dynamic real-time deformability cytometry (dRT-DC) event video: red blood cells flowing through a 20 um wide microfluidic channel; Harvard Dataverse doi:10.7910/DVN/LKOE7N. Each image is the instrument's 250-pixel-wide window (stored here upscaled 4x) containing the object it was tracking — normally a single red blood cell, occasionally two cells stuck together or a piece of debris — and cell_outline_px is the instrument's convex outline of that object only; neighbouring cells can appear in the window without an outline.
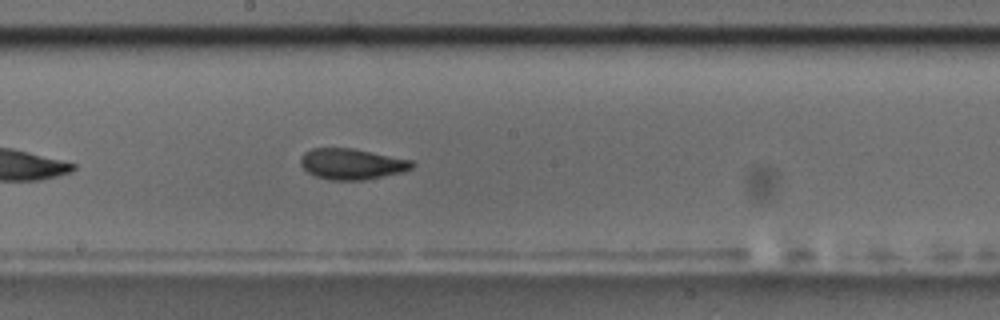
{"species": "common noctule bat (a hibernating species)", "species_latin": "Nyctalus noctula", "temperature_condition": "room temperature", "stored_images_in_passage": 36, "camera_frame_rate_fps": 3000, "um_per_image_px": 0.085, "animal": {"sex": "male", "body_mass_g": 17.5, "forearm_length_mm": 52.3}, "frame": {"image": 1, "passage_image": 16, "time_ms": 5.0, "image_size_px": [1000, 320], "cell_outline_px": [[416, 164], [412, 168], [404, 172], [364, 180], [328, 180], [316, 176], [308, 172], [300, 164], [300, 156], [304, 152], [312, 148], [352, 148], [412, 160]], "centroid_in_image_um": [29.91, 13.94], "position_along_channel_um": 218.3, "area_um2": 20.17}, "authors_computed_cell_mechanics": {"area_um2": 19.8543, "velocity_mm_per_s": 3.6375, "shape_relaxation_time_tau1_ms": 2.5004, "shape_relaxation_time_tau2_ms": 1.0558, "deformation_change_tau1": 0.1184, "deformation_change_tau2": 0.0669}}